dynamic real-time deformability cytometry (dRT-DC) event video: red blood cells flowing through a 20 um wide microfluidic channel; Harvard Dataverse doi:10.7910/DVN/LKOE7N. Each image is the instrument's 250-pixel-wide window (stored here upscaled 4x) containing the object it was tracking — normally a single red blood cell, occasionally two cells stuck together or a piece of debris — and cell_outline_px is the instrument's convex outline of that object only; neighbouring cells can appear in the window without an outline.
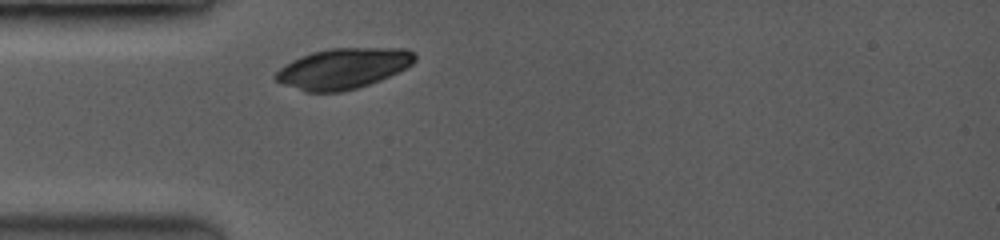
{"species": "common noctule bat (a hibernating species)", "species_latin": "Nyctalus noctula", "temperature_condition": "room temperature", "stored_images_in_passage": 1, "camera_frame_rate_fps": 3500, "um_per_image_px": 0.085, "animal": {"sex": "female", "body_mass_g": 19.0, "forearm_length_mm": 53.3}, "frame": {"image": 1, "passage_image": 1, "time_ms": 0.0, "image_size_px": [1000, 240], "cell_outline_px": [[416, 60], [412, 64], [380, 80], [356, 88], [340, 92], [308, 92], [284, 84], [276, 80], [272, 76], [280, 68], [292, 60], [312, 52], [328, 48], [404, 48], [412, 52], [416, 56]], "centroid_in_image_um": [29.15, 5.81], "position_along_channel_um": 55.8, "area_um2": 32.54}}